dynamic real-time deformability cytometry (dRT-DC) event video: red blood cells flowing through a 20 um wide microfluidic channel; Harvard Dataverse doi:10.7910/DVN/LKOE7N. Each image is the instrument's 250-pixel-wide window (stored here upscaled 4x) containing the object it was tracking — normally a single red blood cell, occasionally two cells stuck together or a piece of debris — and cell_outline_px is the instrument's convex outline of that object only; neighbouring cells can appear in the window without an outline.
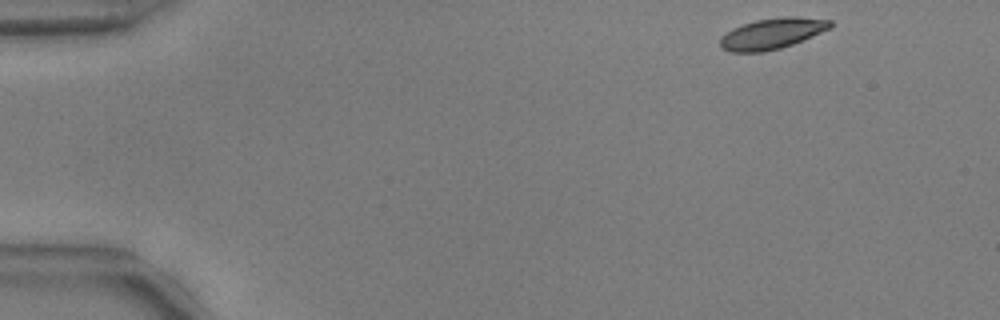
{"species": "common noctule bat (a hibernating species)", "species_latin": "Nyctalus noctula", "temperature_condition": "warm", "stored_images_in_passage": 15, "camera_frame_rate_fps": 3000, "um_per_image_px": 0.085, "animal": {"sex": "male", "body_mass_g": 17.9, "forearm_length_mm": 54.2}, "frame": {"image": 1, "passage_image": 1, "time_ms": 0.0, "image_size_px": [1000, 320], "cell_outline_px": [[832, 28], [792, 44], [780, 48], [764, 52], [732, 52], [720, 48], [720, 36], [732, 28], [756, 20], [784, 16], [796, 16], [832, 20]], "centroid_in_image_um": [65.62, 2.85], "position_along_channel_um": 19.4, "area_um2": 19.88}}
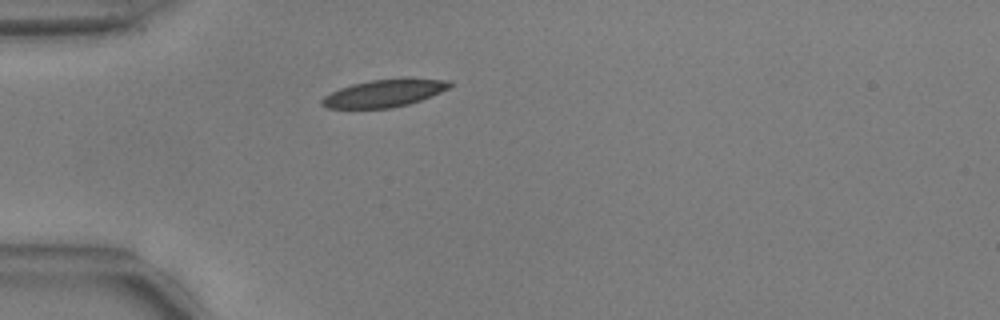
{"frame": {"image": 2, "passage_image": 11, "time_ms": 3.333, "image_size_px": [1000, 320], "cell_outline_px": [[452, 84], [448, 88], [440, 92], [420, 100], [408, 104], [392, 108], [328, 108], [320, 104], [320, 100], [324, 96], [340, 88], [352, 84], [372, 80], [448, 80]], "centroid_in_image_um": [32.57, 7.96], "position_along_channel_um": 52.4, "area_um2": 19.65}}